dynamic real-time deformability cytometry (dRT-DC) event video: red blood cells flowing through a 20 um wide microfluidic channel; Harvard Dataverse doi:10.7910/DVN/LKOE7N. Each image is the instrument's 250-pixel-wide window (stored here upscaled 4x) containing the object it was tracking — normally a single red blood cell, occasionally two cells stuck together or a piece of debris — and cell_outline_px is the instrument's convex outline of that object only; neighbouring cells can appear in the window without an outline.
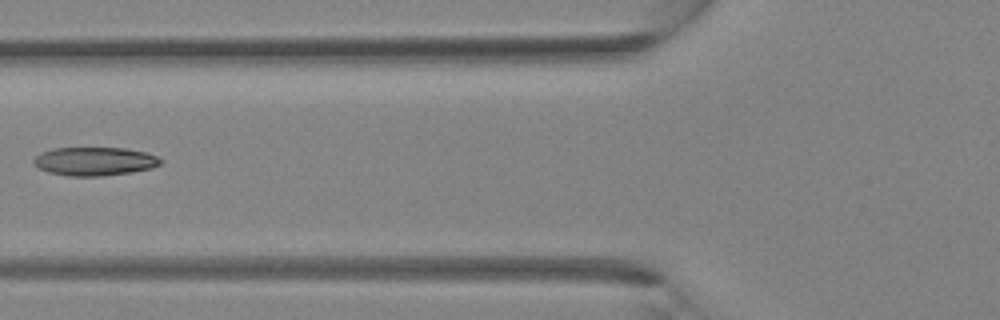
{"species": "Egyptian fruit bat (a non-hibernating species)", "species_latin": "Rousettus aegyptiacus", "temperature_condition": "room temperature", "stored_images_in_passage": 5, "camera_frame_rate_fps": 3000, "um_per_image_px": 0.085, "animal": {"sex": "female"}, "frame": {"image": 1, "passage_image": 5, "time_ms": 4.667, "image_size_px": [1000, 320], "cell_outline_px": [[164, 160], [160, 164], [152, 168], [132, 172], [100, 176], [68, 176], [48, 172], [36, 168], [32, 164], [32, 160], [40, 152], [52, 148], [124, 148], [144, 152], [156, 156]], "centroid_in_image_um": [7.99, 13.71], "position_along_channel_um": 117.8, "area_um2": 21.27}}